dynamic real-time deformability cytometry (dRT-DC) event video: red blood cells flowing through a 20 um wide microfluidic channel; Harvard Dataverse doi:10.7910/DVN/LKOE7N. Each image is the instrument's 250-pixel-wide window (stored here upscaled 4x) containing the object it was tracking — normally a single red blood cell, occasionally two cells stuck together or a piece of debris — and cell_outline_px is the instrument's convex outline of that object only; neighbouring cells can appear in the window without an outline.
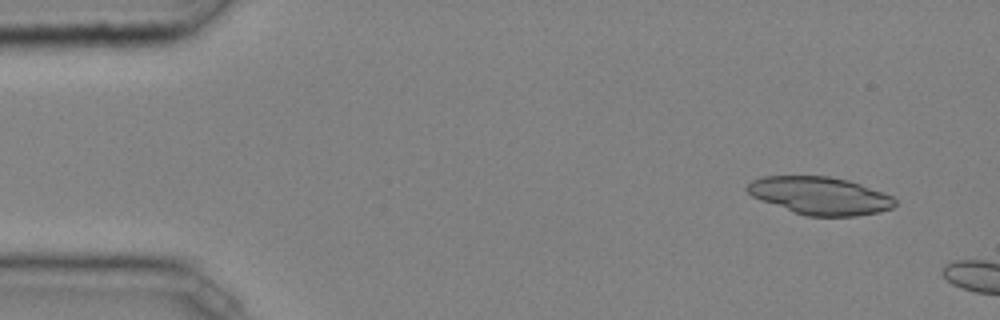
{"species": "common noctule bat (a hibernating species)", "species_latin": "Nyctalus noctula", "temperature_condition": "cold", "stored_images_in_passage": 4, "camera_frame_rate_fps": 3000, "um_per_image_px": 0.085, "animal": {"sex": "male", "body_mass_g": 20.4}, "frame": {"image": 1, "passage_image": 1, "time_ms": 0.0, "image_size_px": [1000, 320], "cell_outline_px": [[896, 204], [892, 208], [880, 212], [856, 216], [804, 216], [760, 200], [752, 196], [744, 188], [752, 180], [764, 176], [828, 176], [848, 180], [860, 184], [892, 196], [896, 200]], "centroid_in_image_um": [69.68, 16.64], "position_along_channel_um": 15.3, "area_um2": 32.48}}